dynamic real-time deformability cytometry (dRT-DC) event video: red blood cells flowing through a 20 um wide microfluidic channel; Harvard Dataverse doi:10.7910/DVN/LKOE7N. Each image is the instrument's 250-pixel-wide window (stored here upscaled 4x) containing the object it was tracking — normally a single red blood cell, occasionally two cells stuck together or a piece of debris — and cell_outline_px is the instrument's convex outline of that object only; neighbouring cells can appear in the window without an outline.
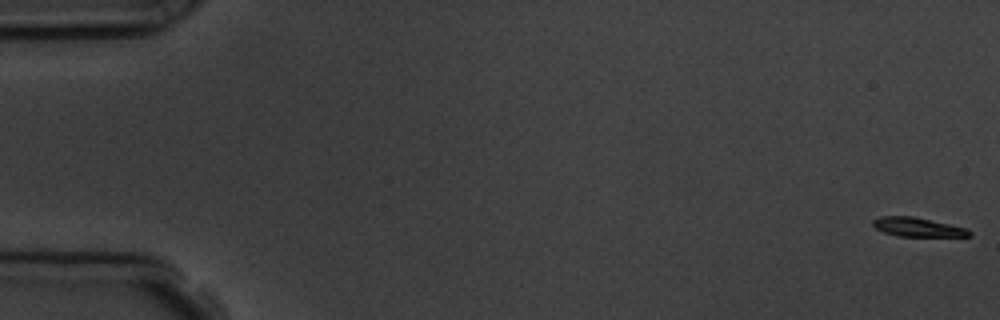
{"species": "common noctule bat (a hibernating species)", "species_latin": "Nyctalus noctula", "temperature_condition": "room temperature", "stored_images_in_passage": 5, "camera_frame_rate_fps": 3000, "um_per_image_px": 0.085, "animal": {"sex": "male", "body_mass_g": 19.5, "forearm_length_mm": 54.6}, "frame": {"image": 1, "passage_image": 1, "time_ms": 0.0, "image_size_px": [1000, 320], "cell_outline_px": [[972, 236], [896, 236], [884, 232], [876, 228], [872, 224], [872, 220], [880, 216], [912, 216], [968, 228], [972, 232]], "centroid_in_image_um": [78.01, 19.3], "position_along_channel_um": 7.0, "area_um2": 10.69}}
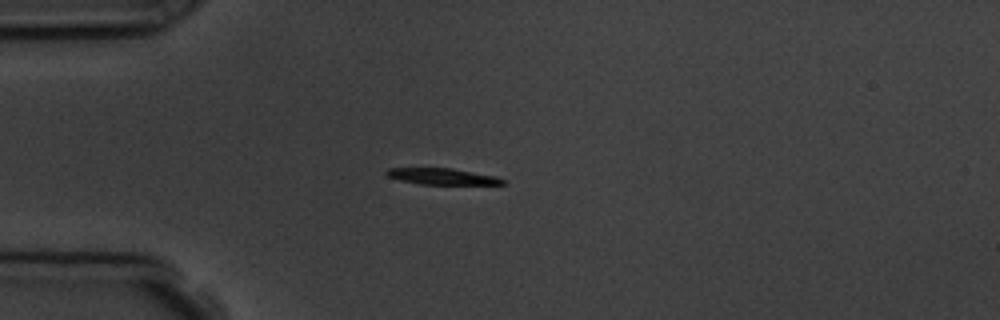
{"frame": {"image": 2, "passage_image": 5, "time_ms": 4.667, "image_size_px": [1000, 320], "cell_outline_px": [[508, 180], [504, 184], [420, 184], [400, 180], [388, 176], [384, 172], [388, 168], [452, 168], [496, 176]], "centroid_in_image_um": [37.62, 14.99], "position_along_channel_um": 47.4, "area_um2": 10.98}}